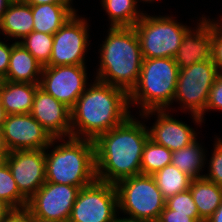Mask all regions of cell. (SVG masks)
Returning a JSON list of instances; mask_svg holds the SVG:
<instances>
[{
	"mask_svg": "<svg viewBox=\"0 0 222 222\" xmlns=\"http://www.w3.org/2000/svg\"><path fill=\"white\" fill-rule=\"evenodd\" d=\"M87 65L43 66L39 86L72 109L88 86Z\"/></svg>",
	"mask_w": 222,
	"mask_h": 222,
	"instance_id": "obj_11",
	"label": "cell"
},
{
	"mask_svg": "<svg viewBox=\"0 0 222 222\" xmlns=\"http://www.w3.org/2000/svg\"><path fill=\"white\" fill-rule=\"evenodd\" d=\"M190 192L199 213V222H206L222 202V188L205 177L191 181Z\"/></svg>",
	"mask_w": 222,
	"mask_h": 222,
	"instance_id": "obj_22",
	"label": "cell"
},
{
	"mask_svg": "<svg viewBox=\"0 0 222 222\" xmlns=\"http://www.w3.org/2000/svg\"><path fill=\"white\" fill-rule=\"evenodd\" d=\"M8 164L20 193L29 200L46 182L45 149L7 152Z\"/></svg>",
	"mask_w": 222,
	"mask_h": 222,
	"instance_id": "obj_14",
	"label": "cell"
},
{
	"mask_svg": "<svg viewBox=\"0 0 222 222\" xmlns=\"http://www.w3.org/2000/svg\"><path fill=\"white\" fill-rule=\"evenodd\" d=\"M171 158L172 151L148 138L142 153L141 174L153 175L171 164Z\"/></svg>",
	"mask_w": 222,
	"mask_h": 222,
	"instance_id": "obj_26",
	"label": "cell"
},
{
	"mask_svg": "<svg viewBox=\"0 0 222 222\" xmlns=\"http://www.w3.org/2000/svg\"><path fill=\"white\" fill-rule=\"evenodd\" d=\"M152 176L165 199L188 190L193 180L172 164L166 165Z\"/></svg>",
	"mask_w": 222,
	"mask_h": 222,
	"instance_id": "obj_25",
	"label": "cell"
},
{
	"mask_svg": "<svg viewBox=\"0 0 222 222\" xmlns=\"http://www.w3.org/2000/svg\"><path fill=\"white\" fill-rule=\"evenodd\" d=\"M30 114L52 138L71 137V109L40 87L36 90Z\"/></svg>",
	"mask_w": 222,
	"mask_h": 222,
	"instance_id": "obj_16",
	"label": "cell"
},
{
	"mask_svg": "<svg viewBox=\"0 0 222 222\" xmlns=\"http://www.w3.org/2000/svg\"><path fill=\"white\" fill-rule=\"evenodd\" d=\"M138 0H101L105 10L109 27H134L146 11L138 10Z\"/></svg>",
	"mask_w": 222,
	"mask_h": 222,
	"instance_id": "obj_24",
	"label": "cell"
},
{
	"mask_svg": "<svg viewBox=\"0 0 222 222\" xmlns=\"http://www.w3.org/2000/svg\"><path fill=\"white\" fill-rule=\"evenodd\" d=\"M15 43L16 42H12L11 44L5 43V41L0 38V81L6 77L12 46Z\"/></svg>",
	"mask_w": 222,
	"mask_h": 222,
	"instance_id": "obj_33",
	"label": "cell"
},
{
	"mask_svg": "<svg viewBox=\"0 0 222 222\" xmlns=\"http://www.w3.org/2000/svg\"><path fill=\"white\" fill-rule=\"evenodd\" d=\"M93 79L71 109V137L95 140L132 114L124 89Z\"/></svg>",
	"mask_w": 222,
	"mask_h": 222,
	"instance_id": "obj_2",
	"label": "cell"
},
{
	"mask_svg": "<svg viewBox=\"0 0 222 222\" xmlns=\"http://www.w3.org/2000/svg\"><path fill=\"white\" fill-rule=\"evenodd\" d=\"M178 73L174 58H143L138 83L129 93L130 109L137 105L140 114L151 110L172 111Z\"/></svg>",
	"mask_w": 222,
	"mask_h": 222,
	"instance_id": "obj_5",
	"label": "cell"
},
{
	"mask_svg": "<svg viewBox=\"0 0 222 222\" xmlns=\"http://www.w3.org/2000/svg\"><path fill=\"white\" fill-rule=\"evenodd\" d=\"M13 208L4 200L0 199V222Z\"/></svg>",
	"mask_w": 222,
	"mask_h": 222,
	"instance_id": "obj_38",
	"label": "cell"
},
{
	"mask_svg": "<svg viewBox=\"0 0 222 222\" xmlns=\"http://www.w3.org/2000/svg\"><path fill=\"white\" fill-rule=\"evenodd\" d=\"M206 222H222V202Z\"/></svg>",
	"mask_w": 222,
	"mask_h": 222,
	"instance_id": "obj_37",
	"label": "cell"
},
{
	"mask_svg": "<svg viewBox=\"0 0 222 222\" xmlns=\"http://www.w3.org/2000/svg\"><path fill=\"white\" fill-rule=\"evenodd\" d=\"M45 174L46 182L50 183L80 189L92 184L97 180L94 140L53 138L45 148Z\"/></svg>",
	"mask_w": 222,
	"mask_h": 222,
	"instance_id": "obj_4",
	"label": "cell"
},
{
	"mask_svg": "<svg viewBox=\"0 0 222 222\" xmlns=\"http://www.w3.org/2000/svg\"><path fill=\"white\" fill-rule=\"evenodd\" d=\"M212 59L219 73H222V30L213 23Z\"/></svg>",
	"mask_w": 222,
	"mask_h": 222,
	"instance_id": "obj_32",
	"label": "cell"
},
{
	"mask_svg": "<svg viewBox=\"0 0 222 222\" xmlns=\"http://www.w3.org/2000/svg\"><path fill=\"white\" fill-rule=\"evenodd\" d=\"M165 205L174 210L175 213L189 214L196 222H199V213L192 198L190 189L170 196L166 199Z\"/></svg>",
	"mask_w": 222,
	"mask_h": 222,
	"instance_id": "obj_29",
	"label": "cell"
},
{
	"mask_svg": "<svg viewBox=\"0 0 222 222\" xmlns=\"http://www.w3.org/2000/svg\"><path fill=\"white\" fill-rule=\"evenodd\" d=\"M119 214L120 212H118V215L116 216V219L114 222H152L146 219L134 218L130 216L120 217Z\"/></svg>",
	"mask_w": 222,
	"mask_h": 222,
	"instance_id": "obj_39",
	"label": "cell"
},
{
	"mask_svg": "<svg viewBox=\"0 0 222 222\" xmlns=\"http://www.w3.org/2000/svg\"><path fill=\"white\" fill-rule=\"evenodd\" d=\"M219 74L213 59L197 62L190 67L179 69L176 92L173 101L180 104L178 109L190 112L194 124L202 125L209 92Z\"/></svg>",
	"mask_w": 222,
	"mask_h": 222,
	"instance_id": "obj_8",
	"label": "cell"
},
{
	"mask_svg": "<svg viewBox=\"0 0 222 222\" xmlns=\"http://www.w3.org/2000/svg\"><path fill=\"white\" fill-rule=\"evenodd\" d=\"M157 222H196L189 214L175 213L166 205Z\"/></svg>",
	"mask_w": 222,
	"mask_h": 222,
	"instance_id": "obj_35",
	"label": "cell"
},
{
	"mask_svg": "<svg viewBox=\"0 0 222 222\" xmlns=\"http://www.w3.org/2000/svg\"><path fill=\"white\" fill-rule=\"evenodd\" d=\"M195 25L196 27L190 28L184 35L174 57L179 69L212 58L213 22L203 14Z\"/></svg>",
	"mask_w": 222,
	"mask_h": 222,
	"instance_id": "obj_17",
	"label": "cell"
},
{
	"mask_svg": "<svg viewBox=\"0 0 222 222\" xmlns=\"http://www.w3.org/2000/svg\"><path fill=\"white\" fill-rule=\"evenodd\" d=\"M6 112L4 110V106L2 105L1 99H0V130H2L5 119H6Z\"/></svg>",
	"mask_w": 222,
	"mask_h": 222,
	"instance_id": "obj_41",
	"label": "cell"
},
{
	"mask_svg": "<svg viewBox=\"0 0 222 222\" xmlns=\"http://www.w3.org/2000/svg\"><path fill=\"white\" fill-rule=\"evenodd\" d=\"M212 156L209 159L208 173L204 177L222 188V139H215Z\"/></svg>",
	"mask_w": 222,
	"mask_h": 222,
	"instance_id": "obj_30",
	"label": "cell"
},
{
	"mask_svg": "<svg viewBox=\"0 0 222 222\" xmlns=\"http://www.w3.org/2000/svg\"><path fill=\"white\" fill-rule=\"evenodd\" d=\"M99 46L95 79L124 89L128 94L137 85L143 56L134 27H109Z\"/></svg>",
	"mask_w": 222,
	"mask_h": 222,
	"instance_id": "obj_3",
	"label": "cell"
},
{
	"mask_svg": "<svg viewBox=\"0 0 222 222\" xmlns=\"http://www.w3.org/2000/svg\"><path fill=\"white\" fill-rule=\"evenodd\" d=\"M0 199L7 202L13 209L24 208L28 200L20 193L8 164L0 162Z\"/></svg>",
	"mask_w": 222,
	"mask_h": 222,
	"instance_id": "obj_27",
	"label": "cell"
},
{
	"mask_svg": "<svg viewBox=\"0 0 222 222\" xmlns=\"http://www.w3.org/2000/svg\"><path fill=\"white\" fill-rule=\"evenodd\" d=\"M12 1L13 0H0V20Z\"/></svg>",
	"mask_w": 222,
	"mask_h": 222,
	"instance_id": "obj_40",
	"label": "cell"
},
{
	"mask_svg": "<svg viewBox=\"0 0 222 222\" xmlns=\"http://www.w3.org/2000/svg\"><path fill=\"white\" fill-rule=\"evenodd\" d=\"M134 28L143 58H174L191 26L178 22L172 15L144 13Z\"/></svg>",
	"mask_w": 222,
	"mask_h": 222,
	"instance_id": "obj_6",
	"label": "cell"
},
{
	"mask_svg": "<svg viewBox=\"0 0 222 222\" xmlns=\"http://www.w3.org/2000/svg\"><path fill=\"white\" fill-rule=\"evenodd\" d=\"M19 43L43 66L49 63L53 46L52 34L32 31Z\"/></svg>",
	"mask_w": 222,
	"mask_h": 222,
	"instance_id": "obj_28",
	"label": "cell"
},
{
	"mask_svg": "<svg viewBox=\"0 0 222 222\" xmlns=\"http://www.w3.org/2000/svg\"><path fill=\"white\" fill-rule=\"evenodd\" d=\"M201 144L196 139L186 147L172 151L171 164L192 179L204 177L202 168L205 167L208 158L205 155L207 150Z\"/></svg>",
	"mask_w": 222,
	"mask_h": 222,
	"instance_id": "obj_23",
	"label": "cell"
},
{
	"mask_svg": "<svg viewBox=\"0 0 222 222\" xmlns=\"http://www.w3.org/2000/svg\"><path fill=\"white\" fill-rule=\"evenodd\" d=\"M35 222H62V221L52 220V219L35 218Z\"/></svg>",
	"mask_w": 222,
	"mask_h": 222,
	"instance_id": "obj_44",
	"label": "cell"
},
{
	"mask_svg": "<svg viewBox=\"0 0 222 222\" xmlns=\"http://www.w3.org/2000/svg\"><path fill=\"white\" fill-rule=\"evenodd\" d=\"M33 21L30 4L13 0L0 20V34L6 41L19 42L33 31Z\"/></svg>",
	"mask_w": 222,
	"mask_h": 222,
	"instance_id": "obj_18",
	"label": "cell"
},
{
	"mask_svg": "<svg viewBox=\"0 0 222 222\" xmlns=\"http://www.w3.org/2000/svg\"><path fill=\"white\" fill-rule=\"evenodd\" d=\"M88 21L77 14L53 35V46L46 66L86 65V52L90 45Z\"/></svg>",
	"mask_w": 222,
	"mask_h": 222,
	"instance_id": "obj_10",
	"label": "cell"
},
{
	"mask_svg": "<svg viewBox=\"0 0 222 222\" xmlns=\"http://www.w3.org/2000/svg\"><path fill=\"white\" fill-rule=\"evenodd\" d=\"M220 18V19H219ZM219 18L216 20H214V18H212L213 20H211L220 30H222V17L219 16Z\"/></svg>",
	"mask_w": 222,
	"mask_h": 222,
	"instance_id": "obj_43",
	"label": "cell"
},
{
	"mask_svg": "<svg viewBox=\"0 0 222 222\" xmlns=\"http://www.w3.org/2000/svg\"><path fill=\"white\" fill-rule=\"evenodd\" d=\"M33 31L54 35L77 11L73 4L30 5Z\"/></svg>",
	"mask_w": 222,
	"mask_h": 222,
	"instance_id": "obj_21",
	"label": "cell"
},
{
	"mask_svg": "<svg viewBox=\"0 0 222 222\" xmlns=\"http://www.w3.org/2000/svg\"><path fill=\"white\" fill-rule=\"evenodd\" d=\"M43 65L19 42L12 46L8 71L4 80L9 82L40 83Z\"/></svg>",
	"mask_w": 222,
	"mask_h": 222,
	"instance_id": "obj_20",
	"label": "cell"
},
{
	"mask_svg": "<svg viewBox=\"0 0 222 222\" xmlns=\"http://www.w3.org/2000/svg\"><path fill=\"white\" fill-rule=\"evenodd\" d=\"M138 1H140V2L142 1L143 3L145 2V4H146L148 2L149 3H153L154 1L156 2L157 0H138Z\"/></svg>",
	"mask_w": 222,
	"mask_h": 222,
	"instance_id": "obj_45",
	"label": "cell"
},
{
	"mask_svg": "<svg viewBox=\"0 0 222 222\" xmlns=\"http://www.w3.org/2000/svg\"><path fill=\"white\" fill-rule=\"evenodd\" d=\"M118 210L130 217L157 222L166 199L152 175H135L115 184Z\"/></svg>",
	"mask_w": 222,
	"mask_h": 222,
	"instance_id": "obj_7",
	"label": "cell"
},
{
	"mask_svg": "<svg viewBox=\"0 0 222 222\" xmlns=\"http://www.w3.org/2000/svg\"><path fill=\"white\" fill-rule=\"evenodd\" d=\"M30 5H41V4H74L73 0H20Z\"/></svg>",
	"mask_w": 222,
	"mask_h": 222,
	"instance_id": "obj_36",
	"label": "cell"
},
{
	"mask_svg": "<svg viewBox=\"0 0 222 222\" xmlns=\"http://www.w3.org/2000/svg\"><path fill=\"white\" fill-rule=\"evenodd\" d=\"M1 222H35V218L27 207L12 209Z\"/></svg>",
	"mask_w": 222,
	"mask_h": 222,
	"instance_id": "obj_34",
	"label": "cell"
},
{
	"mask_svg": "<svg viewBox=\"0 0 222 222\" xmlns=\"http://www.w3.org/2000/svg\"><path fill=\"white\" fill-rule=\"evenodd\" d=\"M80 188L45 182L28 200L27 208L34 218L68 222Z\"/></svg>",
	"mask_w": 222,
	"mask_h": 222,
	"instance_id": "obj_12",
	"label": "cell"
},
{
	"mask_svg": "<svg viewBox=\"0 0 222 222\" xmlns=\"http://www.w3.org/2000/svg\"><path fill=\"white\" fill-rule=\"evenodd\" d=\"M118 212L115 185L96 180L79 190L68 222H114Z\"/></svg>",
	"mask_w": 222,
	"mask_h": 222,
	"instance_id": "obj_9",
	"label": "cell"
},
{
	"mask_svg": "<svg viewBox=\"0 0 222 222\" xmlns=\"http://www.w3.org/2000/svg\"><path fill=\"white\" fill-rule=\"evenodd\" d=\"M169 114V110H151L138 115L148 120L153 115L156 116L155 119L157 118L152 126H147L149 139L170 151L179 150L198 139L195 128Z\"/></svg>",
	"mask_w": 222,
	"mask_h": 222,
	"instance_id": "obj_15",
	"label": "cell"
},
{
	"mask_svg": "<svg viewBox=\"0 0 222 222\" xmlns=\"http://www.w3.org/2000/svg\"><path fill=\"white\" fill-rule=\"evenodd\" d=\"M214 111V110H219L222 111V73H219L215 83L213 84L208 100H207V105L204 111V114L200 116L201 120L204 121V115L208 111Z\"/></svg>",
	"mask_w": 222,
	"mask_h": 222,
	"instance_id": "obj_31",
	"label": "cell"
},
{
	"mask_svg": "<svg viewBox=\"0 0 222 222\" xmlns=\"http://www.w3.org/2000/svg\"><path fill=\"white\" fill-rule=\"evenodd\" d=\"M1 131L2 130H0V157H5L7 152L5 151L3 143H2Z\"/></svg>",
	"mask_w": 222,
	"mask_h": 222,
	"instance_id": "obj_42",
	"label": "cell"
},
{
	"mask_svg": "<svg viewBox=\"0 0 222 222\" xmlns=\"http://www.w3.org/2000/svg\"><path fill=\"white\" fill-rule=\"evenodd\" d=\"M1 135L6 152L45 149L53 139L30 113L7 115Z\"/></svg>",
	"mask_w": 222,
	"mask_h": 222,
	"instance_id": "obj_13",
	"label": "cell"
},
{
	"mask_svg": "<svg viewBox=\"0 0 222 222\" xmlns=\"http://www.w3.org/2000/svg\"><path fill=\"white\" fill-rule=\"evenodd\" d=\"M5 157H0V162L4 160Z\"/></svg>",
	"mask_w": 222,
	"mask_h": 222,
	"instance_id": "obj_46",
	"label": "cell"
},
{
	"mask_svg": "<svg viewBox=\"0 0 222 222\" xmlns=\"http://www.w3.org/2000/svg\"><path fill=\"white\" fill-rule=\"evenodd\" d=\"M142 120L131 114L94 140L97 180L115 185L141 174L143 148L149 138L146 121Z\"/></svg>",
	"mask_w": 222,
	"mask_h": 222,
	"instance_id": "obj_1",
	"label": "cell"
},
{
	"mask_svg": "<svg viewBox=\"0 0 222 222\" xmlns=\"http://www.w3.org/2000/svg\"><path fill=\"white\" fill-rule=\"evenodd\" d=\"M39 83L0 81V99L7 115L30 113Z\"/></svg>",
	"mask_w": 222,
	"mask_h": 222,
	"instance_id": "obj_19",
	"label": "cell"
}]
</instances>
